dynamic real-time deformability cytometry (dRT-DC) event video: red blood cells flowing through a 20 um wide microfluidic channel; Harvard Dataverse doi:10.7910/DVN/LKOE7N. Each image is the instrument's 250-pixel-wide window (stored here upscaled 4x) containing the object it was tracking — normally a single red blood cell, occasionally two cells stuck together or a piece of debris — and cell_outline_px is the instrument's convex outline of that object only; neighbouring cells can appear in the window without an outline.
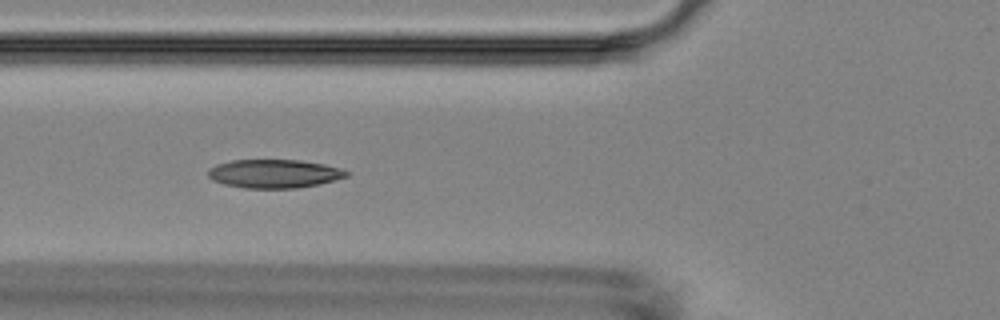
{"species": "Egyptian fruit bat (a non-hibernating species)", "species_latin": "Rousettus aegyptiacus", "temperature_condition": "room temperature", "stored_images_in_passage": 9, "camera_frame_rate_fps": 3000, "um_per_image_px": 0.085, "animal": {"sex": "female"}, "frame": {"image": 1, "passage_image": 7, "time_ms": 6.667, "image_size_px": [1000, 320], "cell_outline_px": [[348, 176], [320, 184], [296, 188], [244, 188], [224, 184], [212, 180], [208, 176], [208, 172], [216, 164], [232, 160], [300, 160], [324, 164], [340, 168], [348, 172]], "centroid_in_image_um": [23.31, 14.76], "position_along_channel_um": 102.5, "area_um2": 22.95}}
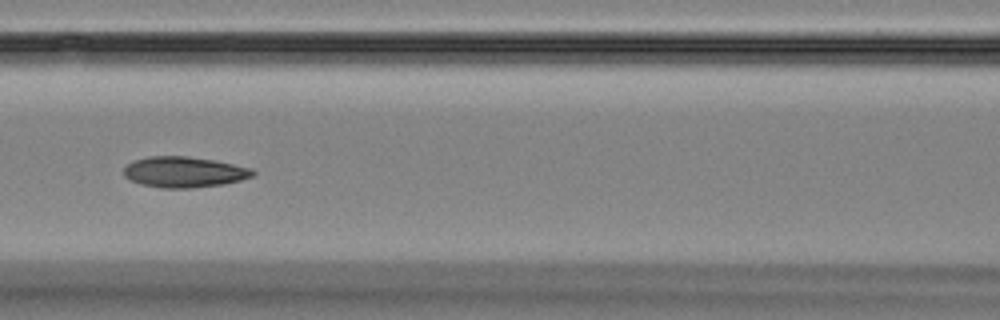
{"frame": {"image": 2, "passage_image": 8, "time_ms": 8.0, "image_size_px": [1000, 320], "cell_outline_px": [[256, 172], [252, 176], [240, 180], [224, 184], [192, 188], [160, 188], [140, 184], [124, 176], [124, 168], [128, 164], [136, 160], [148, 156], [188, 156], [212, 160], [252, 168]], "centroid_in_image_um": [15.65, 14.63], "position_along_channel_um": 151.0, "area_um2": 23.0}}
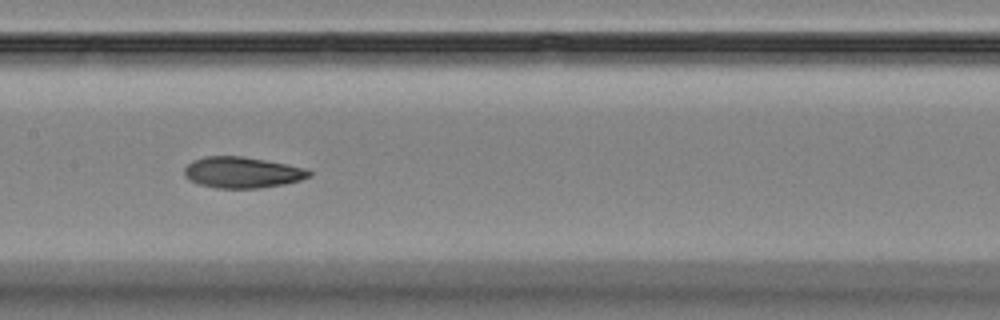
{"frame": {"image": 3, "passage_image": 9, "time_ms": 9.0, "image_size_px": [1000, 320], "cell_outline_px": [[312, 176], [300, 180], [284, 184], [260, 188], [216, 188], [200, 184], [188, 180], [184, 176], [184, 168], [192, 160], [204, 156], [244, 156], [288, 164], [308, 168], [312, 172]], "centroid_in_image_um": [20.6, 14.65], "position_along_channel_um": 186.8, "area_um2": 22.89}}